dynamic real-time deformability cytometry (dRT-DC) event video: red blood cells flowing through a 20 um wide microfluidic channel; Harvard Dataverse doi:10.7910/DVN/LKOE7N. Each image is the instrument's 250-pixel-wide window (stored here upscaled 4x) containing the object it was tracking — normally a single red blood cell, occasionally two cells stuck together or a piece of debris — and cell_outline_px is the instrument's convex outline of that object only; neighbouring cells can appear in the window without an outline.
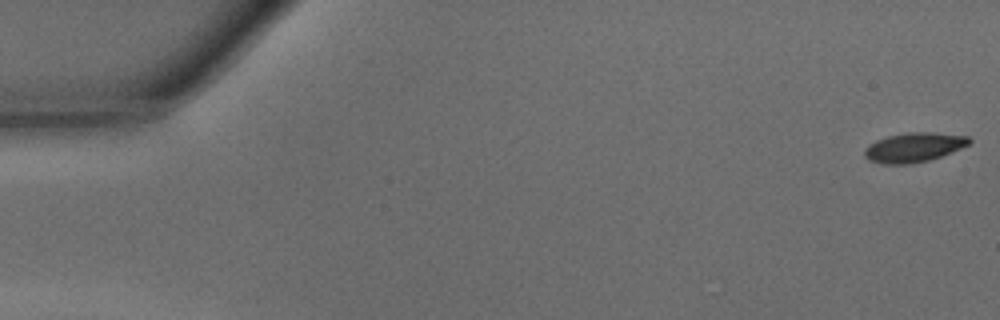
{"species": "common noctule bat (a hibernating species)", "species_latin": "Nyctalus noctula", "temperature_condition": "warm", "stored_images_in_passage": 48, "camera_frame_rate_fps": 3000, "um_per_image_px": 0.085, "animal": {"sex": "male", "body_mass_g": 15.6}, "frame": {"image": 1, "passage_image": 1, "time_ms": 0.0, "image_size_px": [1000, 320], "cell_outline_px": [[972, 140], [968, 144], [960, 148], [940, 156], [928, 160], [908, 164], [884, 164], [868, 160], [864, 156], [864, 148], [868, 144], [876, 140], [888, 136], [908, 132], [932, 132], [968, 136]], "centroid_in_image_um": [77.63, 12.52], "position_along_channel_um": 7.4, "area_um2": 17.86}}
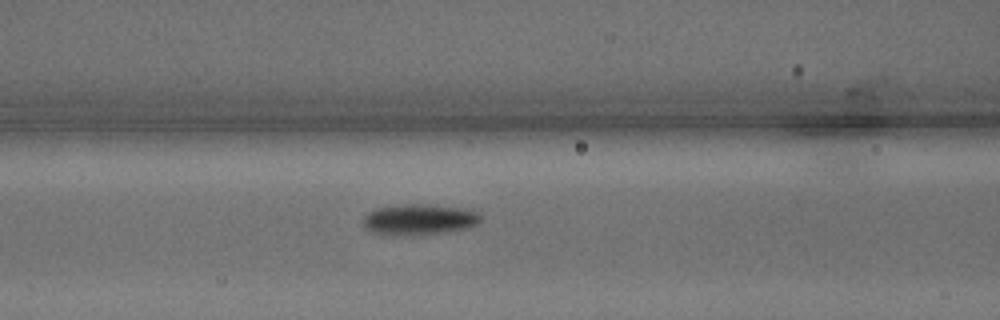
{"frame": {"image": 2, "passage_image": 20, "time_ms": 6.333, "image_size_px": [1000, 320], "cell_outline_px": [[480, 220], [476, 224], [468, 228], [444, 232], [416, 236], [404, 236], [368, 232], [364, 228], [364, 216], [368, 212], [376, 208], [404, 204], [420, 204], [464, 208], [476, 212], [480, 216]], "centroid_in_image_um": [35.58, 18.67], "position_along_channel_um": 131.0, "area_um2": 21.21}}
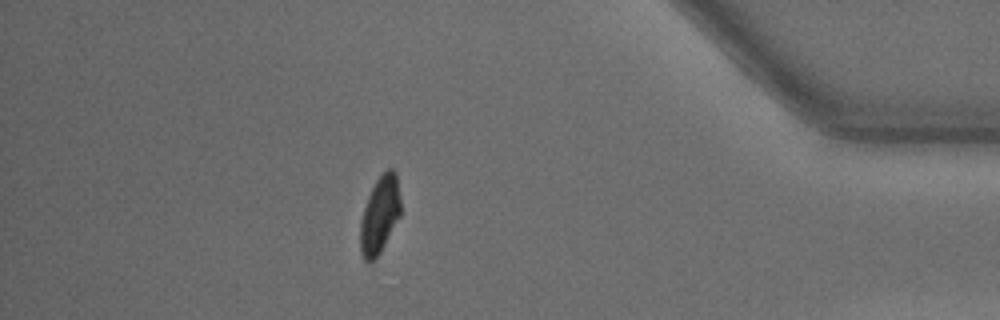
{"frame": {"image": 3, "passage_image": 42, "time_ms": 13.667, "image_size_px": [1000, 320], "cell_outline_px": [[400, 216], [380, 252], [368, 264], [364, 260], [360, 252], [360, 224], [364, 208], [368, 196], [376, 180], [388, 168], [392, 168], [396, 172], [400, 200]], "centroid_in_image_um": [32.27, 18.27], "position_along_channel_um": 402.9, "area_um2": 17.98}, "authors_computed_cell_mechanics": {"area_um2": 19.1607, "velocity_mm_per_s": 4.2749, "shape_relaxation_time_tau1_ms": 3.2588, "shape_relaxation_time_tau2_ms": 5.9784, "deformation_change_tau1": 0.1649, "deformation_change_tau2": 0.1206}}